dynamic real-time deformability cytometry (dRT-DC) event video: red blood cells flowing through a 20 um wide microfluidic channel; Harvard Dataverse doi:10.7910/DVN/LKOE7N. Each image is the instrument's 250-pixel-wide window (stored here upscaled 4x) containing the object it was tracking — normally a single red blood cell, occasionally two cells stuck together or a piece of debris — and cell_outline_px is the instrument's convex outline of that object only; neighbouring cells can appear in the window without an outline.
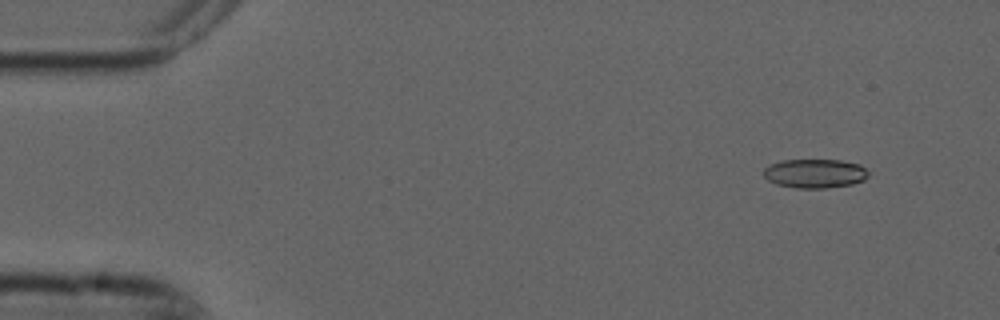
{"species": "common noctule bat (a hibernating species)", "species_latin": "Nyctalus noctula", "temperature_condition": "cold", "stored_images_in_passage": 4, "camera_frame_rate_fps": 3000, "um_per_image_px": 0.085, "animal": {"sex": "male", "forearm_length_mm": 52.5}, "frame": {"image": 1, "passage_image": 2, "time_ms": 0.333, "image_size_px": [1000, 320], "cell_outline_px": [[868, 176], [864, 180], [852, 184], [824, 188], [796, 188], [776, 184], [768, 180], [764, 176], [764, 168], [768, 164], [784, 160], [840, 160], [860, 164], [868, 172]], "centroid_in_image_um": [69.25, 14.74], "position_along_channel_um": 15.7, "area_um2": 17.74}}